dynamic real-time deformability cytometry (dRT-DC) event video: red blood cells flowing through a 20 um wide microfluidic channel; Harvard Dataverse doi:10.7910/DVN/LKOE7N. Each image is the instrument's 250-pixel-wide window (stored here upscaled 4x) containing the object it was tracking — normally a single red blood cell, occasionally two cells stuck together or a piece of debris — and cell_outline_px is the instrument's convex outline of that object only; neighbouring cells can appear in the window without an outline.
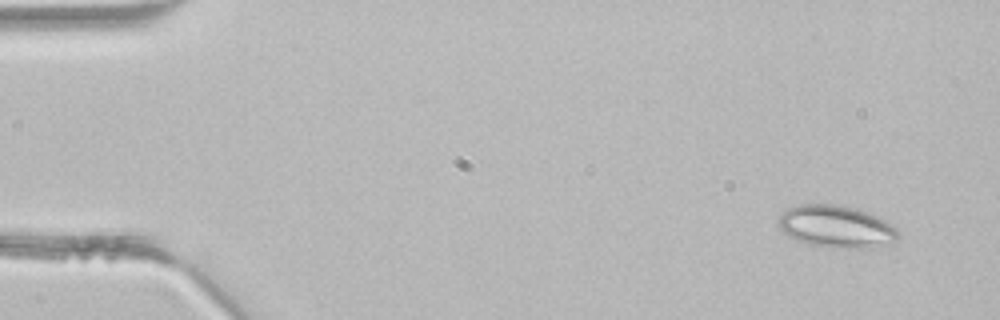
{"species": "common noctule bat (a hibernating species)", "species_latin": "Nyctalus noctula", "temperature_condition": "room temperature", "stored_images_in_passage": 4, "camera_frame_rate_fps": 3000, "um_per_image_px": 0.085, "animal": {"sex": "male", "body_mass_g": 21.5, "forearm_length_mm": 52.0}, "frame": {"image": 1, "passage_image": 1, "time_ms": 0.0, "image_size_px": [1000, 320], "cell_outline_px": [[900, 236], [896, 240], [872, 248], [856, 248], [808, 244], [796, 240], [788, 236], [776, 224], [776, 220], [788, 208], [800, 204], [832, 204], [852, 208], [868, 212], [884, 220], [896, 228], [900, 232]], "centroid_in_image_um": [71.06, 19.25], "position_along_channel_um": 13.9, "area_um2": 29.19}}